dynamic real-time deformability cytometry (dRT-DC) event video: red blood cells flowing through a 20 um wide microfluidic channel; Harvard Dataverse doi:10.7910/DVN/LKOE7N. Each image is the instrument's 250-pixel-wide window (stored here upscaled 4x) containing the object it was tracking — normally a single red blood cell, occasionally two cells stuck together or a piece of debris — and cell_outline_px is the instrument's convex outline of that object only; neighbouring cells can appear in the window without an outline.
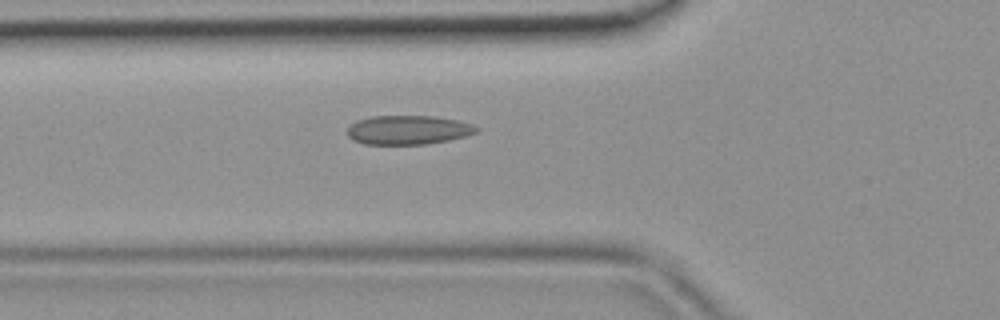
{"species": "common noctule bat (a hibernating species)", "species_latin": "Nyctalus noctula", "temperature_condition": "room temperature", "stored_images_in_passage": 41, "camera_frame_rate_fps": 3000, "um_per_image_px": 0.085, "animal": {"sex": "female", "body_mass_g": 19.9}, "frame": {"image": 1, "passage_image": 16, "time_ms": 5.0, "image_size_px": [1000, 320], "cell_outline_px": [[480, 128], [476, 132], [464, 136], [448, 140], [428, 144], [364, 144], [352, 140], [348, 136], [348, 128], [356, 120], [372, 116], [436, 116], [456, 120], [472, 124]], "centroid_in_image_um": [34.68, 11.04], "position_along_channel_um": 91.1, "area_um2": 21.85}}
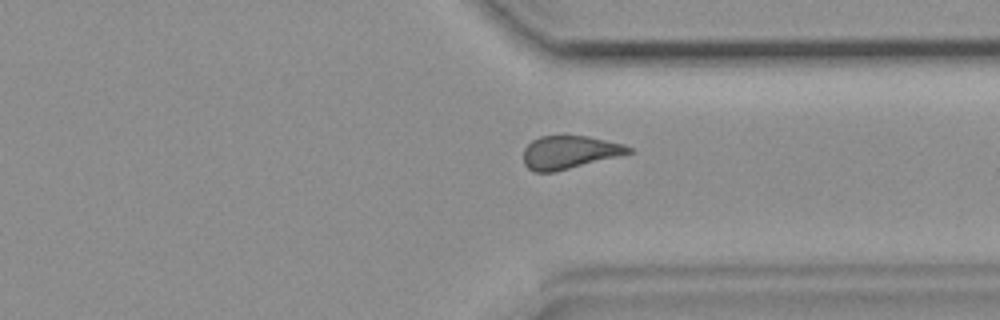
{"frame": {"image": 2, "passage_image": 34, "time_ms": 11.0, "image_size_px": [1000, 320], "cell_outline_px": [[632, 152], [624, 156], [556, 172], [532, 172], [524, 164], [524, 148], [532, 140], [540, 136], [588, 136], [624, 144], [632, 148]], "centroid_in_image_um": [48.44, 12.96], "position_along_channel_um": 363.0, "area_um2": 20.69}}
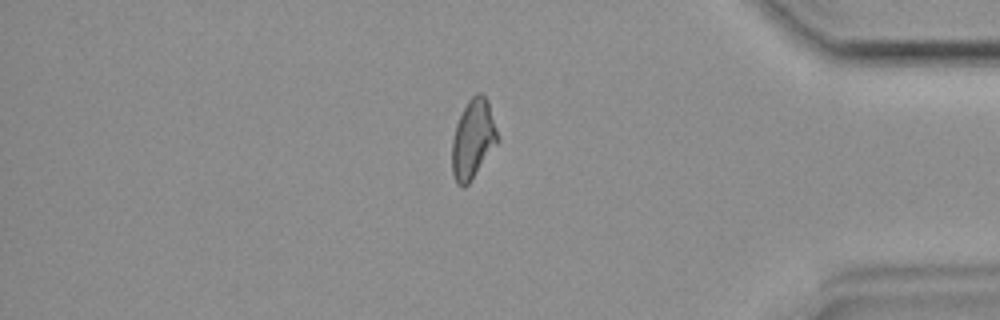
{"frame": {"image": 3, "passage_image": 38, "time_ms": 12.333, "image_size_px": [1000, 320], "cell_outline_px": [[496, 144], [468, 184], [464, 188], [456, 184], [452, 172], [452, 140], [456, 124], [468, 100], [476, 92], [484, 92], [488, 100], [496, 128]], "centroid_in_image_um": [40.17, 11.8], "position_along_channel_um": 395.0, "area_um2": 20.69}}